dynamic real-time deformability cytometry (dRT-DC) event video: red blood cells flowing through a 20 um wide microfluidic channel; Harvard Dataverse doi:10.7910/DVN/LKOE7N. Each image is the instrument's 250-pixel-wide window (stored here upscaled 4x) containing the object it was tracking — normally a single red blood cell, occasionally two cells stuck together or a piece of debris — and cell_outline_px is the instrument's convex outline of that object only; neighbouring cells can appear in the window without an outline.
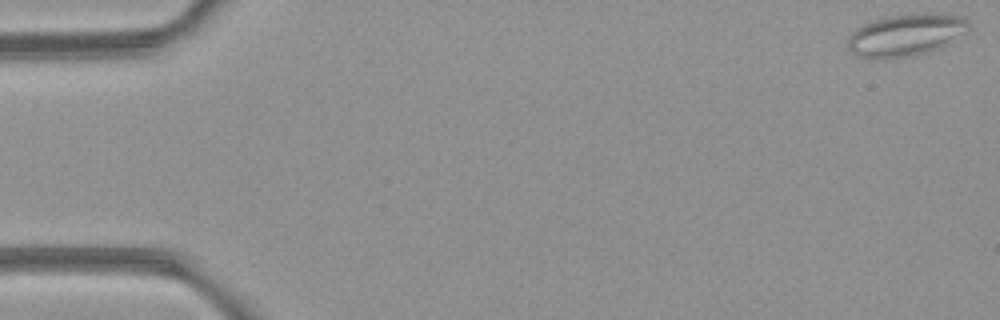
{"species": "common noctule bat (a hibernating species)", "species_latin": "Nyctalus noctula", "temperature_condition": "room temperature", "stored_images_in_passage": 3, "camera_frame_rate_fps": 3000, "um_per_image_px": 0.085, "animal": {"sex": "female", "body_mass_g": 21.9}, "frame": {"image": 1, "passage_image": 1, "time_ms": 0.0, "image_size_px": [1000, 320], "cell_outline_px": [[968, 28], [948, 44], [940, 48], [916, 56], [880, 60], [872, 60], [856, 56], [848, 48], [848, 36], [856, 28], [872, 20], [888, 16], [924, 12], [960, 16], [968, 20]], "centroid_in_image_um": [76.93, 3.0], "position_along_channel_um": 8.1, "area_um2": 30.11}}